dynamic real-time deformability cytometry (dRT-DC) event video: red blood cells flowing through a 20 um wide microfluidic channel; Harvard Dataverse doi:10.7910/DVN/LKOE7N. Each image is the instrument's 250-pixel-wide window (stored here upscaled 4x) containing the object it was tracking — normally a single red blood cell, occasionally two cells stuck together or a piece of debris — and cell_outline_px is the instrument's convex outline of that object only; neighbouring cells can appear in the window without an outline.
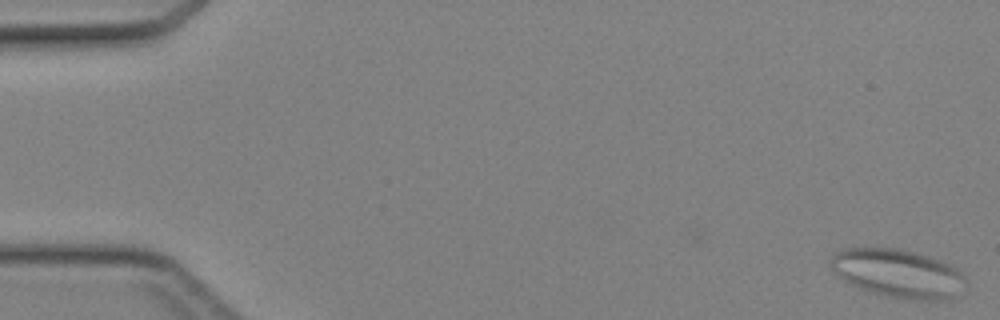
{"species": "Egyptian fruit bat (a non-hibernating species)", "species_latin": "Rousettus aegyptiacus", "temperature_condition": "cold", "stored_images_in_passage": 12, "camera_frame_rate_fps": 3000, "um_per_image_px": 0.085, "animal": {"sex": "female"}, "frame": {"image": 1, "passage_image": 1, "time_ms": 0.0, "image_size_px": [1000, 320], "cell_outline_px": [[968, 284], [952, 296], [944, 300], [916, 300], [892, 296], [872, 292], [860, 288], [844, 280], [828, 264], [828, 260], [836, 252], [844, 248], [896, 248], [928, 256], [940, 260], [960, 268], [968, 280]], "centroid_in_image_um": [76.37, 23.22], "position_along_channel_um": 8.6, "area_um2": 37.97}}